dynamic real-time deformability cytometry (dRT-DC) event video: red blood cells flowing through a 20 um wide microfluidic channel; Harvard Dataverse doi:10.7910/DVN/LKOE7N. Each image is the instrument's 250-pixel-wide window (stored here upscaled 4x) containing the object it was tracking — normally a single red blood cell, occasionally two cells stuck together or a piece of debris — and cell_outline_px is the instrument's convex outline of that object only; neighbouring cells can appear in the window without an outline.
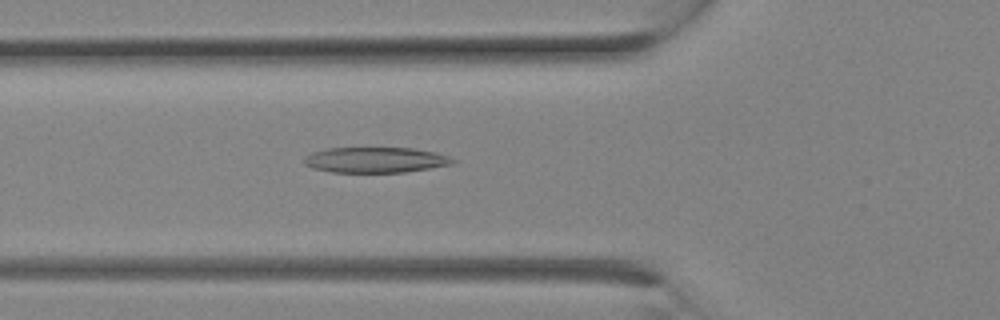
{"species": "Egyptian fruit bat (a non-hibernating species)", "species_latin": "Rousettus aegyptiacus", "temperature_condition": "room temperature", "stored_images_in_passage": 10, "camera_frame_rate_fps": 3000, "um_per_image_px": 0.085, "animal": {"sex": "female"}, "frame": {"image": 1, "passage_image": 10, "time_ms": 3.0, "image_size_px": [1000, 320], "cell_outline_px": [[456, 160], [452, 164], [404, 172], [332, 172], [312, 168], [304, 164], [304, 156], [312, 152], [324, 148], [412, 148], [436, 152], [448, 156]], "centroid_in_image_um": [31.87, 13.59], "position_along_channel_um": 93.9, "area_um2": 22.08}}